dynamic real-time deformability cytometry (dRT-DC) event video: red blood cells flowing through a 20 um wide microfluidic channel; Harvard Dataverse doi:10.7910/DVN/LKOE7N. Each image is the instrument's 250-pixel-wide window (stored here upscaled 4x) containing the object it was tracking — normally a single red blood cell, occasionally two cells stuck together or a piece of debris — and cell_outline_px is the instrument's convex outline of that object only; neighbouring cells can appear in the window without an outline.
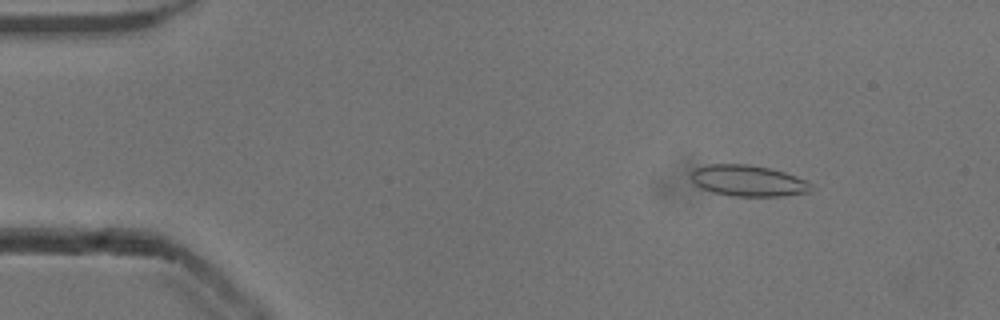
{"species": "common noctule bat (a hibernating species)", "species_latin": "Nyctalus noctula", "temperature_condition": "cold", "stored_images_in_passage": 53, "camera_frame_rate_fps": 3000, "um_per_image_px": 0.085, "animal": {"sex": "male", "body_mass_g": 13.3}, "frame": {"image": 1, "passage_image": 7, "time_ms": 2.0, "image_size_px": [1000, 320], "cell_outline_px": [[812, 192], [780, 196], [732, 196], [712, 192], [700, 188], [692, 180], [692, 172], [696, 168], [708, 164], [748, 164], [768, 168], [784, 172], [796, 176], [812, 184]], "centroid_in_image_um": [63.6, 15.37], "position_along_channel_um": 21.4, "area_um2": 21.73}}
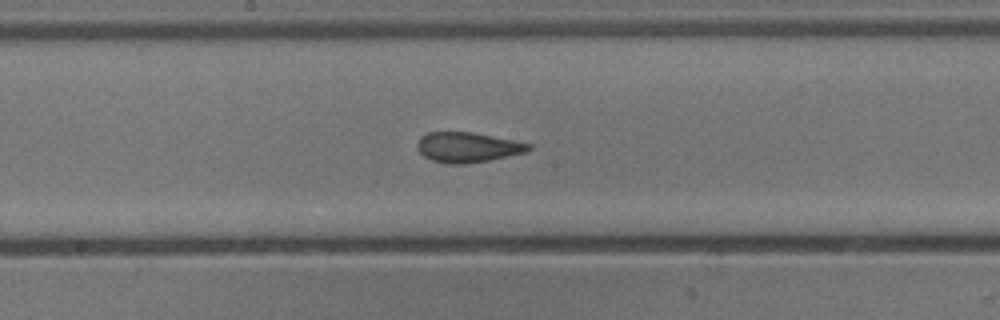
{"frame": {"image": 2, "passage_image": 28, "time_ms": 9.0, "image_size_px": [1000, 320], "cell_outline_px": [[532, 148], [528, 152], [488, 160], [464, 164], [448, 164], [432, 160], [424, 156], [420, 152], [416, 144], [420, 136], [428, 132], [472, 132], [532, 144]], "centroid_in_image_um": [39.74, 12.52], "position_along_channel_um": 208.5, "area_um2": 19.48}}
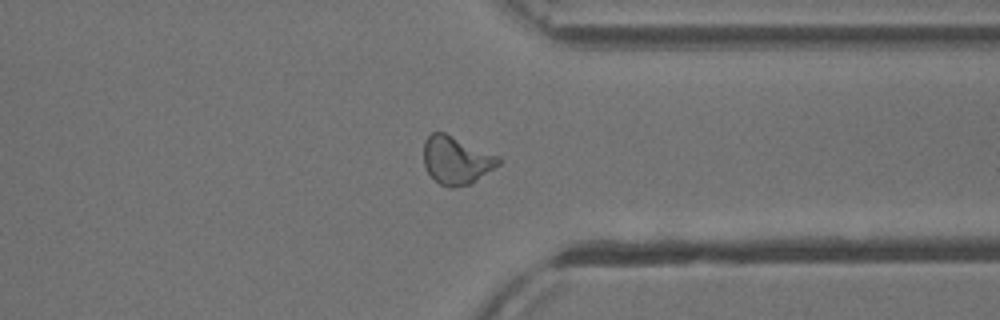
{"frame": {"image": 3, "passage_image": 41, "time_ms": 13.333, "image_size_px": [1000, 320], "cell_outline_px": [[504, 160], [500, 164], [476, 180], [468, 184], [456, 188], [448, 188], [440, 184], [428, 172], [424, 164], [424, 140], [432, 132], [444, 132], [500, 156]], "centroid_in_image_um": [38.81, 13.61], "position_along_channel_um": 372.6, "area_um2": 20.92}, "authors_computed_cell_mechanics": {"area_um2": 20.4034, "velocity_mm_per_s": 3.8565, "shape_relaxation_time_tau1_ms": null, "shape_relaxation_time_tau2_ms": 1.6255, "deformation_change_tau1": null, "deformation_change_tau2": 0.0597}}